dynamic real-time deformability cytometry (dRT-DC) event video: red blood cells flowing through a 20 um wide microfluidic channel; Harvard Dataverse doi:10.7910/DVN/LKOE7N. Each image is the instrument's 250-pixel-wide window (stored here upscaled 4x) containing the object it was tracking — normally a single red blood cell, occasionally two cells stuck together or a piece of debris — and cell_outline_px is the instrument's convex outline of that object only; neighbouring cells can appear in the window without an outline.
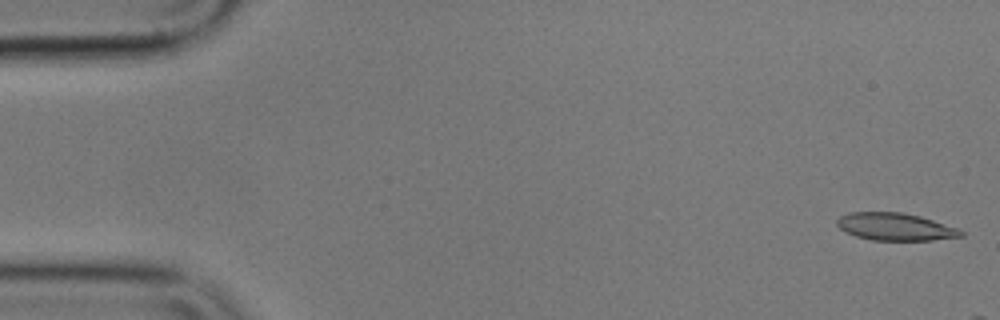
{"species": "common noctule bat (a hibernating species)", "species_latin": "Nyctalus noctula", "temperature_condition": "cold", "stored_images_in_passage": 5, "camera_frame_rate_fps": 3000, "um_per_image_px": 0.085, "animal": {"sex": "male", "body_mass_g": 17.9}, "frame": {"image": 1, "passage_image": 1, "time_ms": 0.0, "image_size_px": [1000, 320], "cell_outline_px": [[964, 236], [932, 240], [872, 240], [856, 236], [844, 232], [836, 224], [836, 220], [840, 216], [848, 212], [900, 212], [920, 216], [960, 228], [964, 232]], "centroid_in_image_um": [76.1, 19.27], "position_along_channel_um": 8.9, "area_um2": 20.0}}